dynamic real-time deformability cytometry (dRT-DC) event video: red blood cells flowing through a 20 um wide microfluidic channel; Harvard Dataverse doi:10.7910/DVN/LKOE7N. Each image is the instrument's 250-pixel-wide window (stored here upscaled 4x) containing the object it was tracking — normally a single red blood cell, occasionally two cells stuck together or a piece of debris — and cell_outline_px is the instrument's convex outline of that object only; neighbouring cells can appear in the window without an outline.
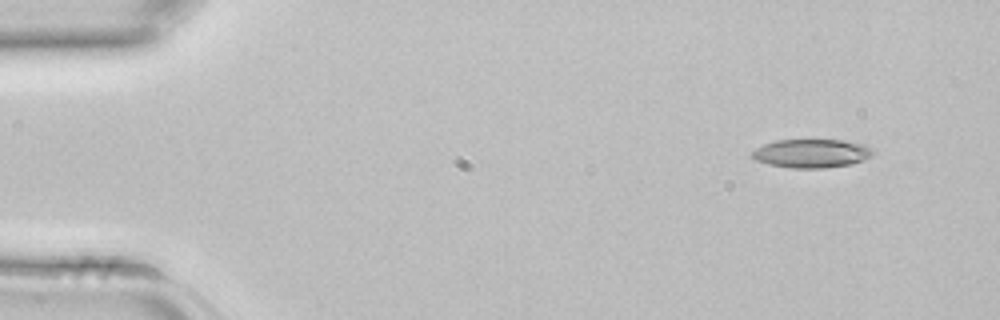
{"species": "common noctule bat (a hibernating species)", "species_latin": "Nyctalus noctula", "temperature_condition": "room temperature", "stored_images_in_passage": 3, "camera_frame_rate_fps": 3000, "um_per_image_px": 0.085, "animal": {"sex": "female", "body_mass_g": 22.7, "forearm_length_mm": 54.2}, "frame": {"image": 1, "passage_image": 1, "time_ms": 0.0, "image_size_px": [1000, 320], "cell_outline_px": [[876, 152], [872, 156], [864, 160], [852, 164], [824, 168], [792, 168], [768, 164], [756, 160], [752, 156], [752, 152], [756, 148], [764, 144], [776, 140], [844, 140], [860, 144], [872, 148]], "centroid_in_image_um": [69.01, 13.04], "position_along_channel_um": 16.0, "area_um2": 20.17}}